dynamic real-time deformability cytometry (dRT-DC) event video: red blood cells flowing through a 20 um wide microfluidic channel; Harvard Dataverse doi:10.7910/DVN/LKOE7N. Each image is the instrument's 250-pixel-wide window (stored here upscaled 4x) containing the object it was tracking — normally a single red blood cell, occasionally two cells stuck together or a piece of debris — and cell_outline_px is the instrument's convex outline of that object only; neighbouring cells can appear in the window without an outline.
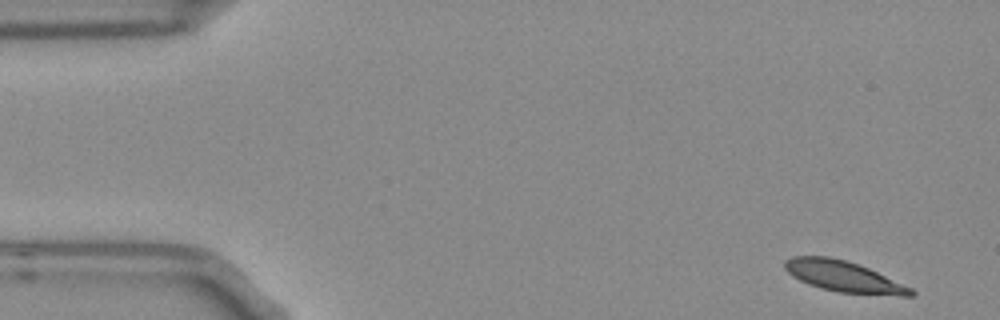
{"species": "Egyptian fruit bat (a non-hibernating species)", "species_latin": "Rousettus aegyptiacus", "temperature_condition": "room temperature", "stored_images_in_passage": 4, "camera_frame_rate_fps": 3000, "um_per_image_px": 0.085, "frame": {"image": 1, "passage_image": 1, "time_ms": 0.0, "image_size_px": [1000, 320], "cell_outline_px": [[916, 296], [900, 296], [836, 292], [820, 288], [808, 284], [792, 276], [784, 268], [784, 260], [792, 256], [828, 256], [848, 260], [860, 264], [912, 288], [916, 292]], "centroid_in_image_um": [71.72, 23.5], "position_along_channel_um": 13.3, "area_um2": 23.0}}